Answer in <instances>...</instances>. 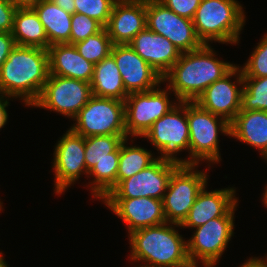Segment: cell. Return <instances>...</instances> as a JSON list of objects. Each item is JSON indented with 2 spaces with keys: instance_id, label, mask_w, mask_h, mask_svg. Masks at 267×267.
Instances as JSON below:
<instances>
[{
  "instance_id": "obj_1",
  "label": "cell",
  "mask_w": 267,
  "mask_h": 267,
  "mask_svg": "<svg viewBox=\"0 0 267 267\" xmlns=\"http://www.w3.org/2000/svg\"><path fill=\"white\" fill-rule=\"evenodd\" d=\"M211 45L181 54L162 82L182 102L195 100L215 81L222 79L236 65L218 59Z\"/></svg>"
},
{
  "instance_id": "obj_2",
  "label": "cell",
  "mask_w": 267,
  "mask_h": 267,
  "mask_svg": "<svg viewBox=\"0 0 267 267\" xmlns=\"http://www.w3.org/2000/svg\"><path fill=\"white\" fill-rule=\"evenodd\" d=\"M49 75L47 49L16 45L0 68V94L32 107Z\"/></svg>"
},
{
  "instance_id": "obj_3",
  "label": "cell",
  "mask_w": 267,
  "mask_h": 267,
  "mask_svg": "<svg viewBox=\"0 0 267 267\" xmlns=\"http://www.w3.org/2000/svg\"><path fill=\"white\" fill-rule=\"evenodd\" d=\"M175 227L181 226L166 222L128 234L130 261L142 262L143 267H193L187 242Z\"/></svg>"
},
{
  "instance_id": "obj_4",
  "label": "cell",
  "mask_w": 267,
  "mask_h": 267,
  "mask_svg": "<svg viewBox=\"0 0 267 267\" xmlns=\"http://www.w3.org/2000/svg\"><path fill=\"white\" fill-rule=\"evenodd\" d=\"M242 4L237 0H201L193 25L203 44H238L245 24Z\"/></svg>"
},
{
  "instance_id": "obj_5",
  "label": "cell",
  "mask_w": 267,
  "mask_h": 267,
  "mask_svg": "<svg viewBox=\"0 0 267 267\" xmlns=\"http://www.w3.org/2000/svg\"><path fill=\"white\" fill-rule=\"evenodd\" d=\"M187 122L189 126V161L198 165L220 163L219 132L230 136V123L209 111L202 109L196 102H187Z\"/></svg>"
},
{
  "instance_id": "obj_6",
  "label": "cell",
  "mask_w": 267,
  "mask_h": 267,
  "mask_svg": "<svg viewBox=\"0 0 267 267\" xmlns=\"http://www.w3.org/2000/svg\"><path fill=\"white\" fill-rule=\"evenodd\" d=\"M154 149L159 151L157 159L178 165H193L188 158L181 159L177 154L182 150L189 153V126L187 122V102L179 101L168 113L155 121L144 134Z\"/></svg>"
},
{
  "instance_id": "obj_7",
  "label": "cell",
  "mask_w": 267,
  "mask_h": 267,
  "mask_svg": "<svg viewBox=\"0 0 267 267\" xmlns=\"http://www.w3.org/2000/svg\"><path fill=\"white\" fill-rule=\"evenodd\" d=\"M238 202L223 216L194 229L187 242V254L193 267H215L234 236V214ZM200 262H199V261Z\"/></svg>"
},
{
  "instance_id": "obj_8",
  "label": "cell",
  "mask_w": 267,
  "mask_h": 267,
  "mask_svg": "<svg viewBox=\"0 0 267 267\" xmlns=\"http://www.w3.org/2000/svg\"><path fill=\"white\" fill-rule=\"evenodd\" d=\"M198 165H179L172 173L163 198V212L168 223L181 225L187 218L198 193L209 179Z\"/></svg>"
},
{
  "instance_id": "obj_9",
  "label": "cell",
  "mask_w": 267,
  "mask_h": 267,
  "mask_svg": "<svg viewBox=\"0 0 267 267\" xmlns=\"http://www.w3.org/2000/svg\"><path fill=\"white\" fill-rule=\"evenodd\" d=\"M70 127L84 138L97 135H127L124 101L92 96Z\"/></svg>"
},
{
  "instance_id": "obj_10",
  "label": "cell",
  "mask_w": 267,
  "mask_h": 267,
  "mask_svg": "<svg viewBox=\"0 0 267 267\" xmlns=\"http://www.w3.org/2000/svg\"><path fill=\"white\" fill-rule=\"evenodd\" d=\"M160 85L147 92L130 93L124 101L127 137H143L152 124L168 113L179 101H171V90ZM169 97V98H168Z\"/></svg>"
},
{
  "instance_id": "obj_11",
  "label": "cell",
  "mask_w": 267,
  "mask_h": 267,
  "mask_svg": "<svg viewBox=\"0 0 267 267\" xmlns=\"http://www.w3.org/2000/svg\"><path fill=\"white\" fill-rule=\"evenodd\" d=\"M92 96L90 83L50 74L32 106L55 111L73 120Z\"/></svg>"
},
{
  "instance_id": "obj_12",
  "label": "cell",
  "mask_w": 267,
  "mask_h": 267,
  "mask_svg": "<svg viewBox=\"0 0 267 267\" xmlns=\"http://www.w3.org/2000/svg\"><path fill=\"white\" fill-rule=\"evenodd\" d=\"M146 25L167 38L181 53L204 45L196 34L193 20L177 15L159 0L146 2Z\"/></svg>"
},
{
  "instance_id": "obj_13",
  "label": "cell",
  "mask_w": 267,
  "mask_h": 267,
  "mask_svg": "<svg viewBox=\"0 0 267 267\" xmlns=\"http://www.w3.org/2000/svg\"><path fill=\"white\" fill-rule=\"evenodd\" d=\"M178 164L156 159L147 168L122 180L104 199L151 197L163 200L173 171Z\"/></svg>"
},
{
  "instance_id": "obj_14",
  "label": "cell",
  "mask_w": 267,
  "mask_h": 267,
  "mask_svg": "<svg viewBox=\"0 0 267 267\" xmlns=\"http://www.w3.org/2000/svg\"><path fill=\"white\" fill-rule=\"evenodd\" d=\"M52 168L54 170L55 194H63L74 185L84 173L88 176L85 164L84 137L71 128L63 134L54 148Z\"/></svg>"
},
{
  "instance_id": "obj_15",
  "label": "cell",
  "mask_w": 267,
  "mask_h": 267,
  "mask_svg": "<svg viewBox=\"0 0 267 267\" xmlns=\"http://www.w3.org/2000/svg\"><path fill=\"white\" fill-rule=\"evenodd\" d=\"M232 77L234 78L232 82ZM239 85V86H238ZM242 87V88H241ZM243 73L239 65L212 85L195 100L204 110L220 116L231 123L241 110Z\"/></svg>"
},
{
  "instance_id": "obj_16",
  "label": "cell",
  "mask_w": 267,
  "mask_h": 267,
  "mask_svg": "<svg viewBox=\"0 0 267 267\" xmlns=\"http://www.w3.org/2000/svg\"><path fill=\"white\" fill-rule=\"evenodd\" d=\"M110 55L119 68L125 90L129 94L151 91L163 84L162 76L144 61L130 44L113 45Z\"/></svg>"
},
{
  "instance_id": "obj_17",
  "label": "cell",
  "mask_w": 267,
  "mask_h": 267,
  "mask_svg": "<svg viewBox=\"0 0 267 267\" xmlns=\"http://www.w3.org/2000/svg\"><path fill=\"white\" fill-rule=\"evenodd\" d=\"M102 202L126 223L128 234L166 223L163 200L142 197L129 199H103Z\"/></svg>"
},
{
  "instance_id": "obj_18",
  "label": "cell",
  "mask_w": 267,
  "mask_h": 267,
  "mask_svg": "<svg viewBox=\"0 0 267 267\" xmlns=\"http://www.w3.org/2000/svg\"><path fill=\"white\" fill-rule=\"evenodd\" d=\"M147 27L146 2L117 0L105 26L112 44H129Z\"/></svg>"
},
{
  "instance_id": "obj_19",
  "label": "cell",
  "mask_w": 267,
  "mask_h": 267,
  "mask_svg": "<svg viewBox=\"0 0 267 267\" xmlns=\"http://www.w3.org/2000/svg\"><path fill=\"white\" fill-rule=\"evenodd\" d=\"M134 51L162 77L180 58V50L167 38L147 27L129 43Z\"/></svg>"
},
{
  "instance_id": "obj_20",
  "label": "cell",
  "mask_w": 267,
  "mask_h": 267,
  "mask_svg": "<svg viewBox=\"0 0 267 267\" xmlns=\"http://www.w3.org/2000/svg\"><path fill=\"white\" fill-rule=\"evenodd\" d=\"M206 188L207 185L198 193L187 218L180 225L181 229H194L209 220L223 217L238 202L235 187L213 191H207Z\"/></svg>"
},
{
  "instance_id": "obj_21",
  "label": "cell",
  "mask_w": 267,
  "mask_h": 267,
  "mask_svg": "<svg viewBox=\"0 0 267 267\" xmlns=\"http://www.w3.org/2000/svg\"><path fill=\"white\" fill-rule=\"evenodd\" d=\"M49 73L91 83L95 64L87 61L74 44L58 43L48 47Z\"/></svg>"
},
{
  "instance_id": "obj_22",
  "label": "cell",
  "mask_w": 267,
  "mask_h": 267,
  "mask_svg": "<svg viewBox=\"0 0 267 267\" xmlns=\"http://www.w3.org/2000/svg\"><path fill=\"white\" fill-rule=\"evenodd\" d=\"M230 137L257 148L267 156V111L240 110L230 123Z\"/></svg>"
},
{
  "instance_id": "obj_23",
  "label": "cell",
  "mask_w": 267,
  "mask_h": 267,
  "mask_svg": "<svg viewBox=\"0 0 267 267\" xmlns=\"http://www.w3.org/2000/svg\"><path fill=\"white\" fill-rule=\"evenodd\" d=\"M90 84L93 96L125 101L129 95L125 90L119 68L111 55L95 64Z\"/></svg>"
},
{
  "instance_id": "obj_24",
  "label": "cell",
  "mask_w": 267,
  "mask_h": 267,
  "mask_svg": "<svg viewBox=\"0 0 267 267\" xmlns=\"http://www.w3.org/2000/svg\"><path fill=\"white\" fill-rule=\"evenodd\" d=\"M33 9L45 28L49 46L58 43L70 44L72 14L52 0H41Z\"/></svg>"
},
{
  "instance_id": "obj_25",
  "label": "cell",
  "mask_w": 267,
  "mask_h": 267,
  "mask_svg": "<svg viewBox=\"0 0 267 267\" xmlns=\"http://www.w3.org/2000/svg\"><path fill=\"white\" fill-rule=\"evenodd\" d=\"M11 33L16 45L49 47L45 28L33 8L15 10Z\"/></svg>"
},
{
  "instance_id": "obj_26",
  "label": "cell",
  "mask_w": 267,
  "mask_h": 267,
  "mask_svg": "<svg viewBox=\"0 0 267 267\" xmlns=\"http://www.w3.org/2000/svg\"><path fill=\"white\" fill-rule=\"evenodd\" d=\"M127 135H97L84 138L87 173L103 159H119L120 145Z\"/></svg>"
},
{
  "instance_id": "obj_27",
  "label": "cell",
  "mask_w": 267,
  "mask_h": 267,
  "mask_svg": "<svg viewBox=\"0 0 267 267\" xmlns=\"http://www.w3.org/2000/svg\"><path fill=\"white\" fill-rule=\"evenodd\" d=\"M130 138L125 139L120 145L119 167L117 172V185L124 179L132 177L141 170L151 165L157 158L140 146L126 145Z\"/></svg>"
},
{
  "instance_id": "obj_28",
  "label": "cell",
  "mask_w": 267,
  "mask_h": 267,
  "mask_svg": "<svg viewBox=\"0 0 267 267\" xmlns=\"http://www.w3.org/2000/svg\"><path fill=\"white\" fill-rule=\"evenodd\" d=\"M119 159H103L88 173L92 196L101 201L117 186Z\"/></svg>"
},
{
  "instance_id": "obj_29",
  "label": "cell",
  "mask_w": 267,
  "mask_h": 267,
  "mask_svg": "<svg viewBox=\"0 0 267 267\" xmlns=\"http://www.w3.org/2000/svg\"><path fill=\"white\" fill-rule=\"evenodd\" d=\"M241 110L267 111V77H243Z\"/></svg>"
},
{
  "instance_id": "obj_30",
  "label": "cell",
  "mask_w": 267,
  "mask_h": 267,
  "mask_svg": "<svg viewBox=\"0 0 267 267\" xmlns=\"http://www.w3.org/2000/svg\"><path fill=\"white\" fill-rule=\"evenodd\" d=\"M74 46L83 58L93 64H97L110 55L113 44L104 27L100 32L88 36L85 40L74 44Z\"/></svg>"
},
{
  "instance_id": "obj_31",
  "label": "cell",
  "mask_w": 267,
  "mask_h": 267,
  "mask_svg": "<svg viewBox=\"0 0 267 267\" xmlns=\"http://www.w3.org/2000/svg\"><path fill=\"white\" fill-rule=\"evenodd\" d=\"M117 0H74L75 13L97 20L104 27L108 24L114 3Z\"/></svg>"
},
{
  "instance_id": "obj_32",
  "label": "cell",
  "mask_w": 267,
  "mask_h": 267,
  "mask_svg": "<svg viewBox=\"0 0 267 267\" xmlns=\"http://www.w3.org/2000/svg\"><path fill=\"white\" fill-rule=\"evenodd\" d=\"M251 53L246 63L240 66L243 77H267V33Z\"/></svg>"
},
{
  "instance_id": "obj_33",
  "label": "cell",
  "mask_w": 267,
  "mask_h": 267,
  "mask_svg": "<svg viewBox=\"0 0 267 267\" xmlns=\"http://www.w3.org/2000/svg\"><path fill=\"white\" fill-rule=\"evenodd\" d=\"M104 26L97 20L81 13L72 14L70 44L85 40L88 36L100 32Z\"/></svg>"
},
{
  "instance_id": "obj_34",
  "label": "cell",
  "mask_w": 267,
  "mask_h": 267,
  "mask_svg": "<svg viewBox=\"0 0 267 267\" xmlns=\"http://www.w3.org/2000/svg\"><path fill=\"white\" fill-rule=\"evenodd\" d=\"M177 15L193 20L201 0H159Z\"/></svg>"
},
{
  "instance_id": "obj_35",
  "label": "cell",
  "mask_w": 267,
  "mask_h": 267,
  "mask_svg": "<svg viewBox=\"0 0 267 267\" xmlns=\"http://www.w3.org/2000/svg\"><path fill=\"white\" fill-rule=\"evenodd\" d=\"M15 10L9 0H0V33L12 32Z\"/></svg>"
},
{
  "instance_id": "obj_36",
  "label": "cell",
  "mask_w": 267,
  "mask_h": 267,
  "mask_svg": "<svg viewBox=\"0 0 267 267\" xmlns=\"http://www.w3.org/2000/svg\"><path fill=\"white\" fill-rule=\"evenodd\" d=\"M15 46L16 43L11 32L0 33V68Z\"/></svg>"
},
{
  "instance_id": "obj_37",
  "label": "cell",
  "mask_w": 267,
  "mask_h": 267,
  "mask_svg": "<svg viewBox=\"0 0 267 267\" xmlns=\"http://www.w3.org/2000/svg\"><path fill=\"white\" fill-rule=\"evenodd\" d=\"M11 97L0 94V130L3 128L8 121V113L6 107L9 106V100Z\"/></svg>"
},
{
  "instance_id": "obj_38",
  "label": "cell",
  "mask_w": 267,
  "mask_h": 267,
  "mask_svg": "<svg viewBox=\"0 0 267 267\" xmlns=\"http://www.w3.org/2000/svg\"><path fill=\"white\" fill-rule=\"evenodd\" d=\"M239 267H267V255L263 258H249Z\"/></svg>"
},
{
  "instance_id": "obj_39",
  "label": "cell",
  "mask_w": 267,
  "mask_h": 267,
  "mask_svg": "<svg viewBox=\"0 0 267 267\" xmlns=\"http://www.w3.org/2000/svg\"><path fill=\"white\" fill-rule=\"evenodd\" d=\"M16 9L34 8L41 0H9Z\"/></svg>"
},
{
  "instance_id": "obj_40",
  "label": "cell",
  "mask_w": 267,
  "mask_h": 267,
  "mask_svg": "<svg viewBox=\"0 0 267 267\" xmlns=\"http://www.w3.org/2000/svg\"><path fill=\"white\" fill-rule=\"evenodd\" d=\"M56 5L61 7L63 10L70 14L75 13V3L74 0H52Z\"/></svg>"
},
{
  "instance_id": "obj_41",
  "label": "cell",
  "mask_w": 267,
  "mask_h": 267,
  "mask_svg": "<svg viewBox=\"0 0 267 267\" xmlns=\"http://www.w3.org/2000/svg\"><path fill=\"white\" fill-rule=\"evenodd\" d=\"M3 253L0 252V267H9L8 263L4 260V256L2 255Z\"/></svg>"
},
{
  "instance_id": "obj_42",
  "label": "cell",
  "mask_w": 267,
  "mask_h": 267,
  "mask_svg": "<svg viewBox=\"0 0 267 267\" xmlns=\"http://www.w3.org/2000/svg\"><path fill=\"white\" fill-rule=\"evenodd\" d=\"M262 198H263L262 202L264 203L263 205H265V207L267 208V185L264 188V193H263V197Z\"/></svg>"
},
{
  "instance_id": "obj_43",
  "label": "cell",
  "mask_w": 267,
  "mask_h": 267,
  "mask_svg": "<svg viewBox=\"0 0 267 267\" xmlns=\"http://www.w3.org/2000/svg\"><path fill=\"white\" fill-rule=\"evenodd\" d=\"M121 1L149 2V1H154V0H121Z\"/></svg>"
},
{
  "instance_id": "obj_44",
  "label": "cell",
  "mask_w": 267,
  "mask_h": 267,
  "mask_svg": "<svg viewBox=\"0 0 267 267\" xmlns=\"http://www.w3.org/2000/svg\"><path fill=\"white\" fill-rule=\"evenodd\" d=\"M2 204H3V203L0 201V211L3 210V209H2V206H3Z\"/></svg>"
}]
</instances>
